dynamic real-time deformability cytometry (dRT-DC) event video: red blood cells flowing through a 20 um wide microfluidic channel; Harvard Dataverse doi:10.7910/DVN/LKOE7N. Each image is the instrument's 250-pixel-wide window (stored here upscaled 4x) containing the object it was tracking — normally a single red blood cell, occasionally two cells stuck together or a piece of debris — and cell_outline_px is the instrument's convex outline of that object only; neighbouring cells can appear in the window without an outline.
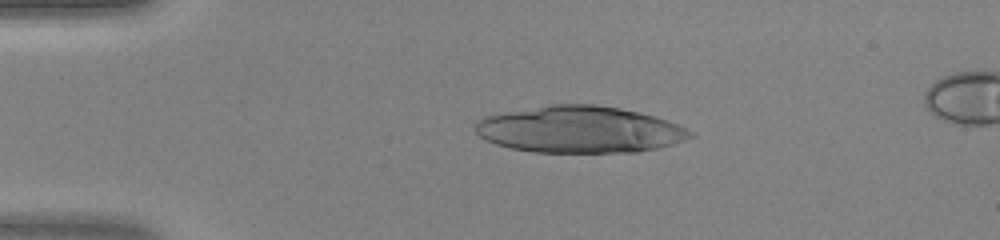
{"species": "human", "species_latin": "Homo sapiens", "temperature_condition": "warm", "stored_images_in_passage": 23, "camera_frame_rate_fps": 3000, "um_per_image_px": 0.085, "donor": {"sex": "female"}, "frame": {"image": 1, "passage_image": 10, "time_ms": 3.0, "image_size_px": [1000, 240], "cell_outline_px": [[696, 136], [660, 148], [636, 152], [532, 152], [512, 148], [496, 144], [480, 136], [476, 132], [472, 124], [476, 120], [484, 116], [548, 104], [592, 104], [620, 108], [640, 112], [668, 120], [680, 124], [692, 132]], "centroid_in_image_um": [49.28, 11.0], "position_along_channel_um": 35.7, "area_um2": 58.84}}